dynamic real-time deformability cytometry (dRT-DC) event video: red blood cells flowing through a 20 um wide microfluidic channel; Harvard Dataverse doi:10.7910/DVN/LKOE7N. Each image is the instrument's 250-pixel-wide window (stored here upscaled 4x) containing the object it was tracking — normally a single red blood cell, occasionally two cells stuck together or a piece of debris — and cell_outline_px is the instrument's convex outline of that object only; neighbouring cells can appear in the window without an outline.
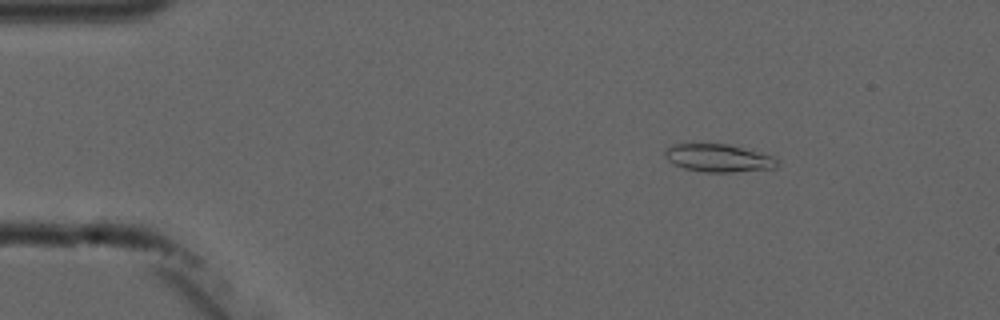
{"species": "common noctule bat (a hibernating species)", "species_latin": "Nyctalus noctula", "temperature_condition": "cold", "stored_images_in_passage": 6, "camera_frame_rate_fps": 3000, "um_per_image_px": 0.085, "animal": {"sex": "male", "forearm_length_mm": 52.5}, "frame": {"image": 1, "passage_image": 2, "time_ms": 1.333, "image_size_px": [1000, 320], "cell_outline_px": [[780, 160], [776, 168], [732, 172], [704, 172], [684, 168], [668, 160], [664, 156], [664, 152], [672, 144], [728, 144], [772, 156]], "centroid_in_image_um": [61.08, 13.44], "position_along_channel_um": 23.9, "area_um2": 18.03}}
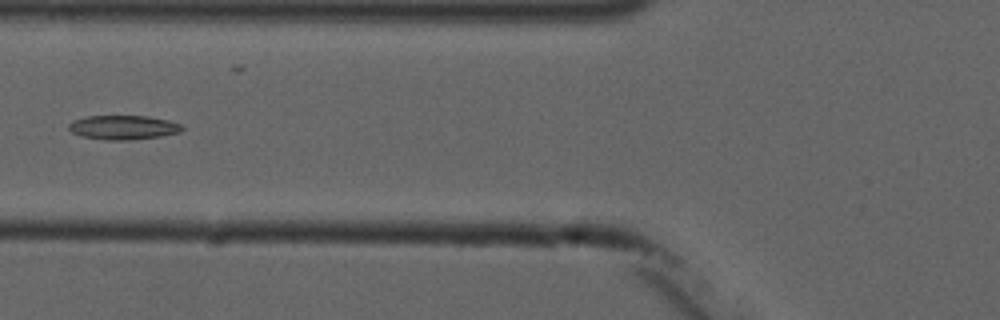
{"frame": {"image": 2, "passage_image": 5, "time_ms": 5.667, "image_size_px": [1000, 320], "cell_outline_px": [[184, 128], [180, 132], [160, 136], [124, 140], [104, 140], [80, 136], [72, 132], [68, 128], [68, 124], [76, 120], [88, 116], [148, 116], [168, 120], [180, 124]], "centroid_in_image_um": [10.47, 10.83], "position_along_channel_um": 115.3, "area_um2": 15.84}}